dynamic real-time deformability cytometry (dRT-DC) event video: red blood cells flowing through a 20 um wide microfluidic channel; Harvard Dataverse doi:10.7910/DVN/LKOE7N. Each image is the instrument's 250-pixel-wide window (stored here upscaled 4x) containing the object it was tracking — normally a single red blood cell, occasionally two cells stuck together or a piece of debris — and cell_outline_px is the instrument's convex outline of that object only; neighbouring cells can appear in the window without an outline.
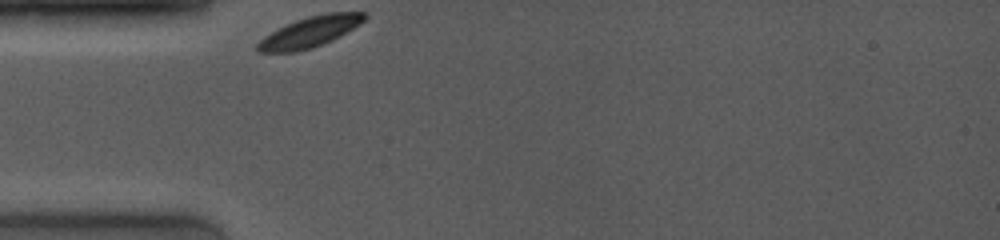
{"species": "common noctule bat (a hibernating species)", "species_latin": "Nyctalus noctula", "temperature_condition": "room temperature", "stored_images_in_passage": 4, "camera_frame_rate_fps": 4000, "um_per_image_px": 0.085, "animal": {"sex": "female", "body_mass_g": 19.0, "forearm_length_mm": 53.3}, "frame": {"image": 1, "passage_image": 1, "time_ms": 0.0, "image_size_px": [1000, 240], "cell_outline_px": [[368, 16], [364, 20], [340, 36], [332, 40], [312, 48], [296, 52], [256, 52], [256, 44], [264, 36], [296, 20], [308, 16], [328, 12], [364, 12]], "centroid_in_image_um": [26.33, 2.72], "position_along_channel_um": 58.7, "area_um2": 18.84}}